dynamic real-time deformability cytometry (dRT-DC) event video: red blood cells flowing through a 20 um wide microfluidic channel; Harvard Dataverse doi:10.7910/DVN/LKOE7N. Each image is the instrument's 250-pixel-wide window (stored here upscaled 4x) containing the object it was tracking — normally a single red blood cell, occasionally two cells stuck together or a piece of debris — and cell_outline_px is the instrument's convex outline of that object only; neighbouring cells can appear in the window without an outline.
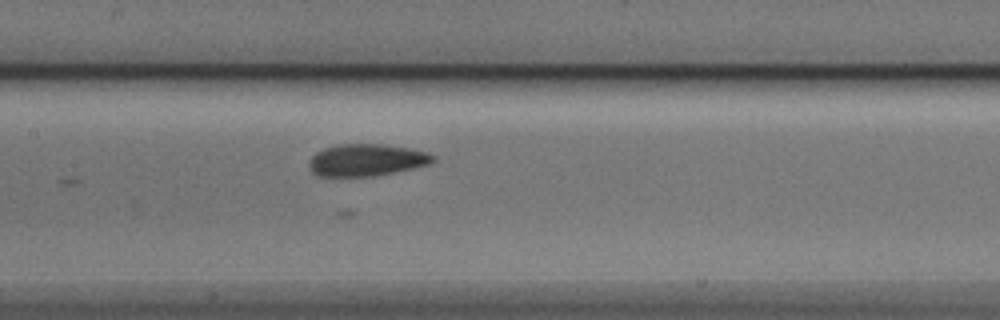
{"species": "Egyptian fruit bat (a non-hibernating species)", "species_latin": "Rousettus aegyptiacus", "temperature_condition": "cold", "stored_images_in_passage": 40, "camera_frame_rate_fps": 3000, "um_per_image_px": 0.085, "animal": {"sex": "male"}, "frame": {"image": 1, "passage_image": 13, "time_ms": 4.0, "image_size_px": [1000, 320], "cell_outline_px": [[436, 160], [428, 164], [412, 168], [372, 176], [316, 176], [312, 172], [308, 164], [312, 156], [316, 152], [324, 148], [336, 144], [384, 144], [408, 148], [428, 152], [436, 156]], "centroid_in_image_um": [31.14, 13.59], "position_along_channel_um": 176.3, "area_um2": 23.12}}
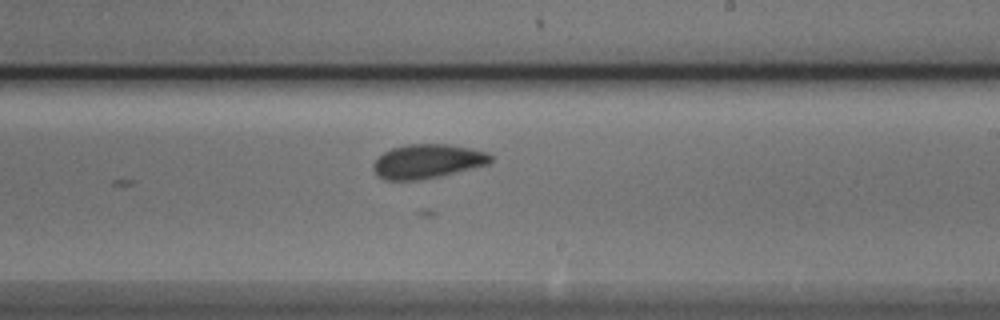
{"frame": {"image": 2, "passage_image": 19, "time_ms": 6.0, "image_size_px": [1000, 320], "cell_outline_px": [[492, 160], [488, 164], [440, 176], [416, 180], [384, 180], [376, 176], [372, 168], [372, 164], [384, 152], [392, 148], [408, 144], [448, 144], [488, 152], [492, 156]], "centroid_in_image_um": [36.3, 13.71], "position_along_channel_um": 252.7, "area_um2": 23.29}}
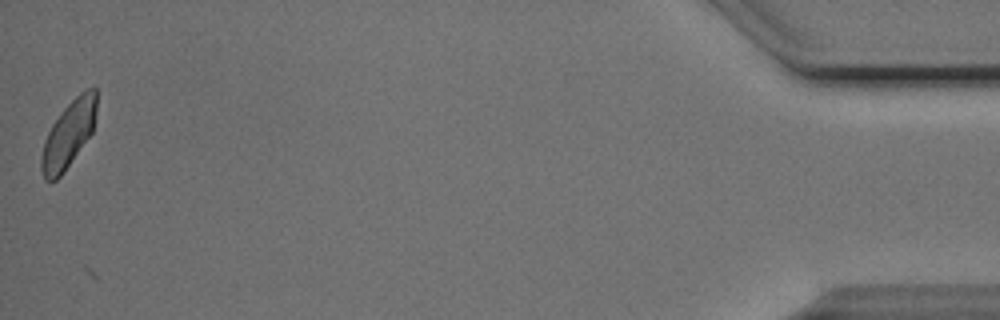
{"frame": {"image": 3, "passage_image": 40, "time_ms": 13.0, "image_size_px": [1000, 320], "cell_outline_px": [[96, 112], [92, 132], [64, 172], [56, 180], [44, 180], [40, 168], [40, 156], [44, 140], [52, 124], [64, 108], [80, 92], [88, 88], [96, 88]], "centroid_in_image_um": [5.8, 11.43], "position_along_channel_um": 429.4, "area_um2": 21.27}}